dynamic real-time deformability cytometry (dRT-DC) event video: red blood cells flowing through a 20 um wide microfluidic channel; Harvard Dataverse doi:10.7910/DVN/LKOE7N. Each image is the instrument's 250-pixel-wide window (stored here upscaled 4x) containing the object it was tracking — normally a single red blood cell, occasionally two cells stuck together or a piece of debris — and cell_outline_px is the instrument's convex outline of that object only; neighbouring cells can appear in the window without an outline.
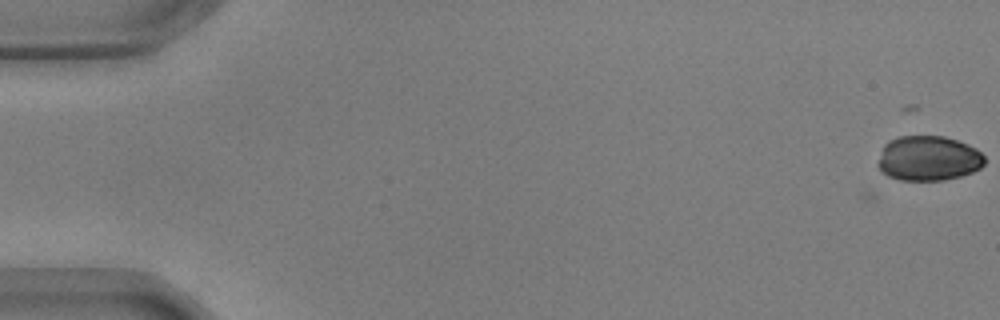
{"species": "common noctule bat (a hibernating species)", "species_latin": "Nyctalus noctula", "temperature_condition": "warm", "stored_images_in_passage": 5, "camera_frame_rate_fps": 3000, "um_per_image_px": 0.085, "animal": {"sex": "male", "body_mass_g": 17.9, "forearm_length_mm": 54.2}, "frame": {"image": 1, "passage_image": 5, "time_ms": 1.333, "image_size_px": [1000, 320], "cell_outline_px": [[984, 164], [980, 168], [972, 172], [960, 176], [944, 180], [900, 180], [888, 176], [876, 164], [884, 144], [888, 140], [900, 136], [944, 136], [968, 144], [976, 148], [984, 156]], "centroid_in_image_um": [78.9, 13.45], "position_along_channel_um": 6.1, "area_um2": 27.98}}